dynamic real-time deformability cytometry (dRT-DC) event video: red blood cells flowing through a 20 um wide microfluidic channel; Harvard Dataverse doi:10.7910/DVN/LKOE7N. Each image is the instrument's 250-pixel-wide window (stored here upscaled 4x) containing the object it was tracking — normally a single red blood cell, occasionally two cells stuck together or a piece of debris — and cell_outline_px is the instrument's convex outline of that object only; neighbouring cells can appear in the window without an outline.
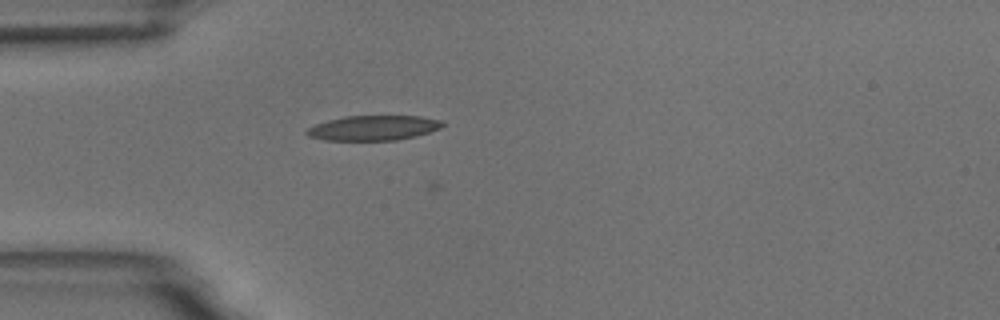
{"species": "common noctule bat (a hibernating species)", "species_latin": "Nyctalus noctula", "temperature_condition": "room temperature", "stored_images_in_passage": 28, "camera_frame_rate_fps": 3000, "um_per_image_px": 0.085, "animal": {"sex": "male", "body_mass_g": 18.8}, "frame": {"image": 1, "passage_image": 19, "time_ms": 6.0, "image_size_px": [1000, 320], "cell_outline_px": [[444, 124], [440, 128], [416, 136], [396, 140], [324, 140], [308, 136], [304, 132], [308, 128], [316, 124], [328, 120], [344, 116], [420, 116], [440, 120]], "centroid_in_image_um": [31.71, 10.87], "position_along_channel_um": 53.3, "area_um2": 19.59}}